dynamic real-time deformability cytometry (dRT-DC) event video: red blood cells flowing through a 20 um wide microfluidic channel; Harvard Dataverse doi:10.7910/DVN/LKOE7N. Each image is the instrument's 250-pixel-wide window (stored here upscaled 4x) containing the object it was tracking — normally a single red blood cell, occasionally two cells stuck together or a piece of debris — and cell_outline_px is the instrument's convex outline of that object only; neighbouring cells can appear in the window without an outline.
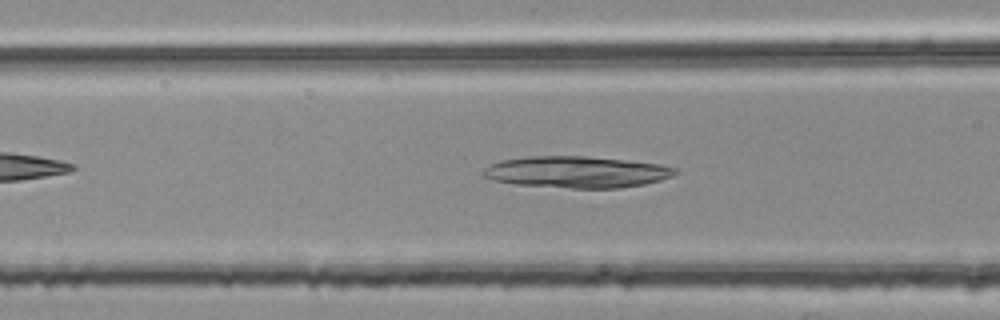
{"species": "common noctule bat (a hibernating species)", "species_latin": "Nyctalus noctula", "temperature_condition": "room temperature", "stored_images_in_passage": 47, "camera_frame_rate_fps": 3000, "um_per_image_px": 0.085, "animal": {"sex": "female", "body_mass_g": 25.1}, "frame": {"image": 1, "passage_image": 17, "time_ms": 5.333, "image_size_px": [1000, 320], "cell_outline_px": [[676, 172], [672, 176], [660, 180], [644, 184], [620, 188], [572, 188], [516, 184], [496, 180], [484, 176], [480, 172], [488, 164], [500, 160], [528, 156], [584, 156], [624, 160], [660, 164], [676, 168]], "centroid_in_image_um": [48.98, 14.61], "position_along_channel_um": 117.6, "area_um2": 35.14}}
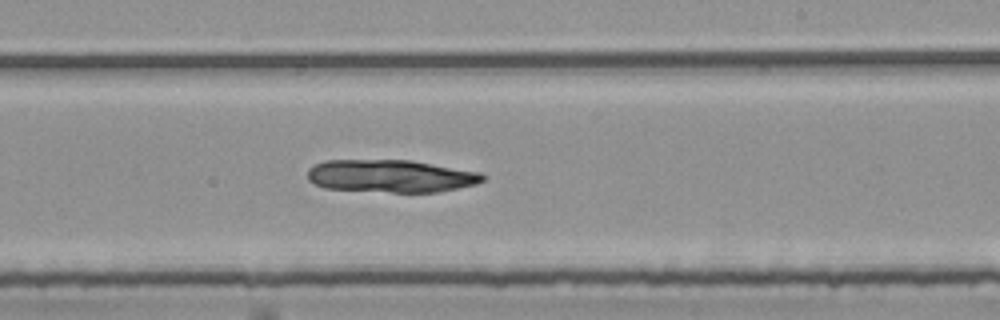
{"frame": {"image": 2, "passage_image": 28, "time_ms": 9.0, "image_size_px": [1000, 320], "cell_outline_px": [[484, 180], [476, 184], [436, 192], [392, 192], [324, 188], [308, 180], [308, 168], [312, 164], [324, 160], [412, 160], [480, 172], [484, 176]], "centroid_in_image_um": [33.18, 14.95], "position_along_channel_um": 255.8, "area_um2": 33.35}}
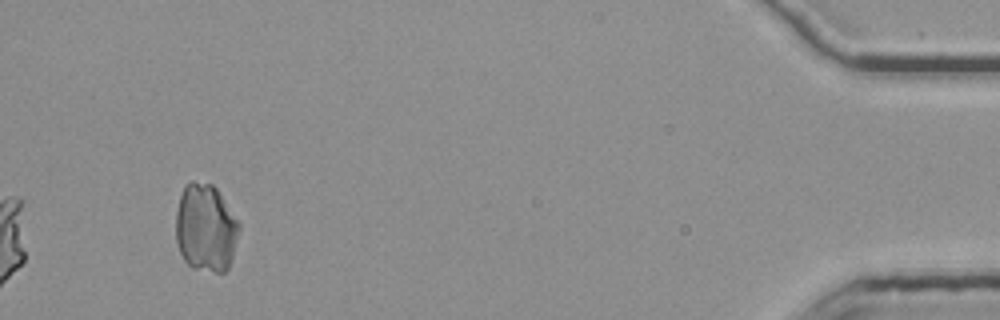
{"frame": {"image": 3, "passage_image": 47, "time_ms": 15.333, "image_size_px": [1000, 320], "cell_outline_px": [[240, 228], [232, 256], [228, 268], [224, 272], [216, 272], [192, 268], [184, 260], [180, 252], [176, 240], [176, 212], [180, 196], [184, 184], [192, 180], [212, 184], [216, 188], [240, 224]], "centroid_in_image_um": [17.46, 19.36], "position_along_channel_um": 417.7, "area_um2": 32.37}}